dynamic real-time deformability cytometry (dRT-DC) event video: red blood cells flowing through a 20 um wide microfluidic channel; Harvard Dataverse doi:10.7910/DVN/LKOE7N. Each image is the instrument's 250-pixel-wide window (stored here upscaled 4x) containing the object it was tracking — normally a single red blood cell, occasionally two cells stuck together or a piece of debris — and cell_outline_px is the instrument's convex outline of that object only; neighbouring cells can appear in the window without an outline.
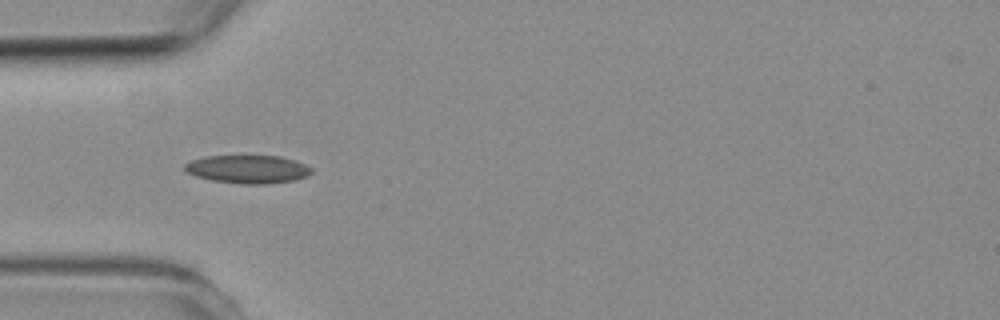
{"species": "common noctule bat (a hibernating species)", "species_latin": "Nyctalus noctula", "temperature_condition": "room temperature", "stored_images_in_passage": 6, "camera_frame_rate_fps": 3000, "um_per_image_px": 0.085, "animal": {"sex": "female", "body_mass_g": 19.3, "forearm_length_mm": 54.1}, "frame": {"image": 1, "passage_image": 4, "time_ms": 3.333, "image_size_px": [1000, 320], "cell_outline_px": [[312, 172], [308, 176], [292, 180], [268, 184], [240, 184], [212, 180], [196, 176], [188, 172], [184, 168], [184, 164], [192, 160], [204, 156], [280, 156], [296, 160], [312, 168]], "centroid_in_image_um": [21.08, 14.38], "position_along_channel_um": 63.9, "area_um2": 20.81}}
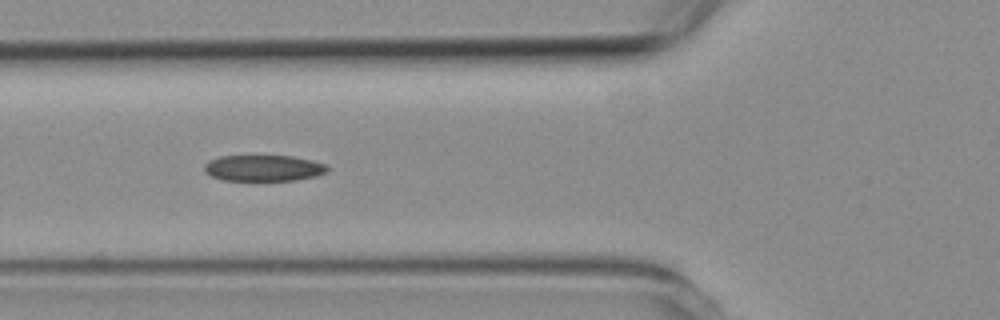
{"frame": {"image": 2, "passage_image": 5, "time_ms": 4.333, "image_size_px": [1000, 320], "cell_outline_px": [[328, 172], [316, 176], [296, 180], [224, 180], [212, 176], [204, 172], [204, 164], [208, 160], [220, 156], [292, 156], [312, 160], [328, 164]], "centroid_in_image_um": [22.42, 14.28], "position_along_channel_um": 103.4, "area_um2": 18.84}}
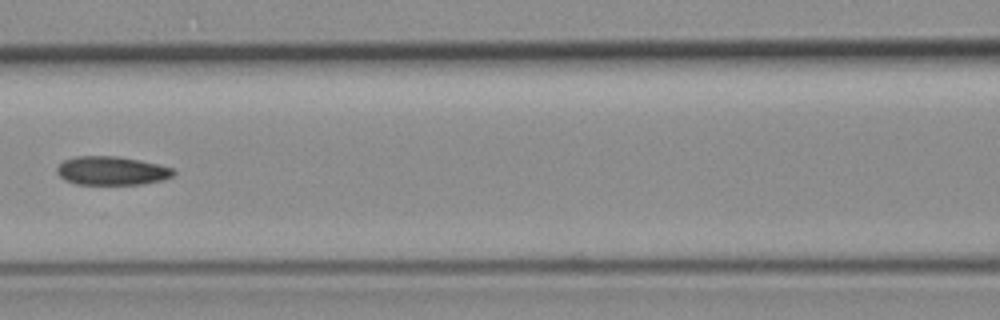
{"frame": {"image": 3, "passage_image": 6, "time_ms": 5.667, "image_size_px": [1000, 320], "cell_outline_px": [[176, 172], [172, 176], [160, 180], [140, 184], [76, 184], [64, 180], [56, 172], [56, 168], [64, 160], [76, 156], [116, 156], [140, 160], [172, 168]], "centroid_in_image_um": [9.45, 14.51], "position_along_channel_um": 157.1, "area_um2": 19.31}}